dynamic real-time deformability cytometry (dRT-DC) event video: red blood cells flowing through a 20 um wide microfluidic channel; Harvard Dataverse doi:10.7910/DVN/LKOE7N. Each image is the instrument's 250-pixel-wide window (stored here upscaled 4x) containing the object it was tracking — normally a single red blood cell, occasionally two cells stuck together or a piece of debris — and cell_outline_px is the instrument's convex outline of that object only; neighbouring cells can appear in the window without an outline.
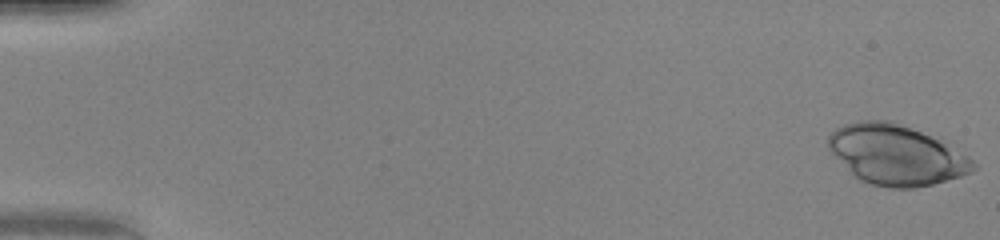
{"species": "human", "species_latin": "Homo sapiens", "temperature_condition": "warm", "stored_images_in_passage": 50, "camera_frame_rate_fps": 3000, "um_per_image_px": 0.085, "donor": {"sex": "female"}, "frame": {"image": 1, "passage_image": 1, "time_ms": 0.0, "image_size_px": [1000, 240], "cell_outline_px": [[976, 168], [972, 172], [960, 176], [932, 184], [916, 188], [888, 188], [872, 184], [860, 180], [828, 148], [828, 136], [836, 128], [844, 124], [860, 120], [888, 120], [940, 136], [968, 156], [976, 164]], "centroid_in_image_um": [76.25, 13.13], "position_along_channel_um": 8.8, "area_um2": 50.98}}
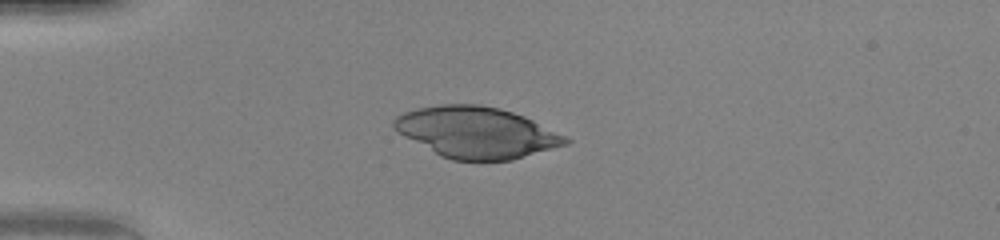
{"frame": {"image": 2, "passage_image": 14, "time_ms": 4.333, "image_size_px": [1000, 240], "cell_outline_px": [[572, 140], [568, 144], [512, 160], [452, 160], [440, 156], [396, 132], [392, 124], [392, 120], [396, 116], [404, 112], [416, 108], [440, 104], [480, 104], [500, 108], [524, 116]], "centroid_in_image_um": [40.45, 11.25], "position_along_channel_um": 44.5, "area_um2": 51.04}}
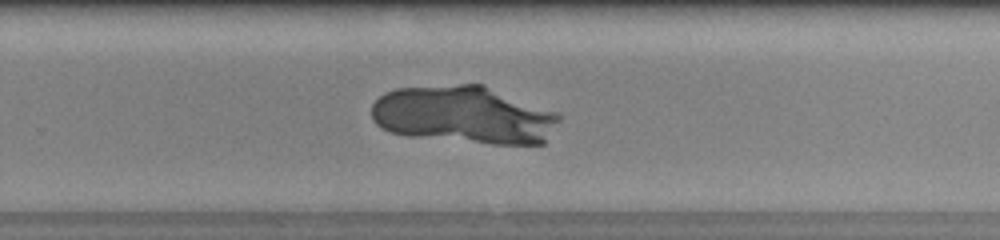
{"frame": {"image": 3, "passage_image": 34, "time_ms": 11.0, "image_size_px": [1000, 240], "cell_outline_px": [[560, 120], [544, 144], [492, 144], [408, 136], [392, 132], [376, 124], [372, 120], [372, 104], [384, 92], [396, 88], [460, 84], [484, 84], [556, 112], [560, 116]], "centroid_in_image_um": [39.44, 9.76], "position_along_channel_um": 290.4, "area_um2": 63.23}}